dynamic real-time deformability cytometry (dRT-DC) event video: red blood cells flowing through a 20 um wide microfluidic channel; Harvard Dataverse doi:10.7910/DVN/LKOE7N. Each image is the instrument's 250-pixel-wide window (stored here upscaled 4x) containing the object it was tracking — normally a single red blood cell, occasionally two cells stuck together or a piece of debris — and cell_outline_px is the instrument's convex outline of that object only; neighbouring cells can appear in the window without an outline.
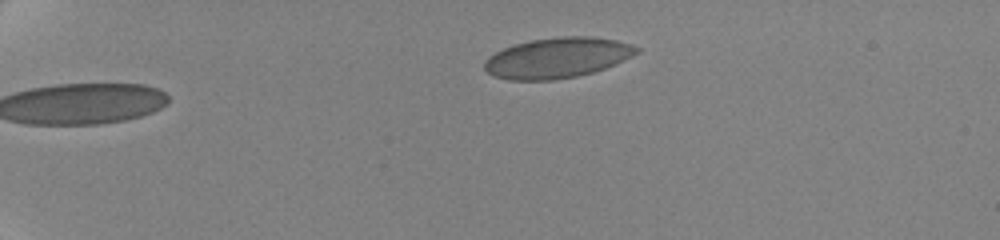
{"species": "human", "species_latin": "Homo sapiens", "temperature_condition": "cold", "stored_images_in_passage": 31, "camera_frame_rate_fps": 3000, "um_per_image_px": 0.085, "donor": {"sex": "female"}, "frame": {"image": 1, "passage_image": 1, "time_ms": 0.0, "image_size_px": [1000, 240], "cell_outline_px": [[640, 52], [616, 64], [592, 72], [576, 76], [552, 80], [508, 80], [496, 76], [488, 72], [484, 68], [484, 60], [488, 56], [504, 48], [516, 44], [532, 40], [560, 36], [592, 36], [616, 40], [632, 44], [640, 48]], "centroid_in_image_um": [47.4, 4.91], "position_along_channel_um": 37.6, "area_um2": 35.78}}
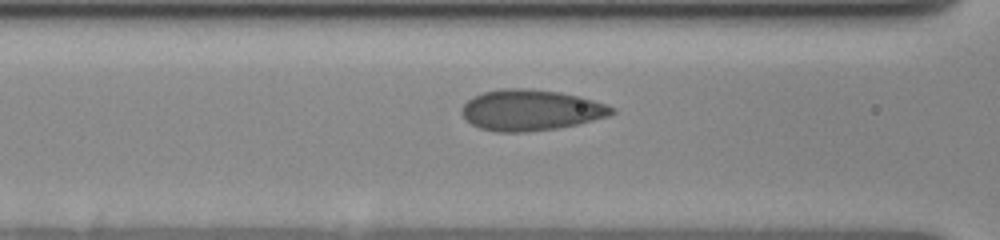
{"frame": {"image": 2, "passage_image": 23, "time_ms": 4.667, "image_size_px": [1000, 240], "cell_outline_px": [[616, 112], [608, 116], [576, 124], [556, 128], [528, 132], [496, 132], [480, 128], [472, 124], [460, 112], [460, 108], [468, 100], [484, 92], [504, 88], [528, 88], [560, 92], [580, 96], [608, 104], [616, 108]], "centroid_in_image_um": [45.14, 9.35], "position_along_channel_um": 121.5, "area_um2": 35.78}}
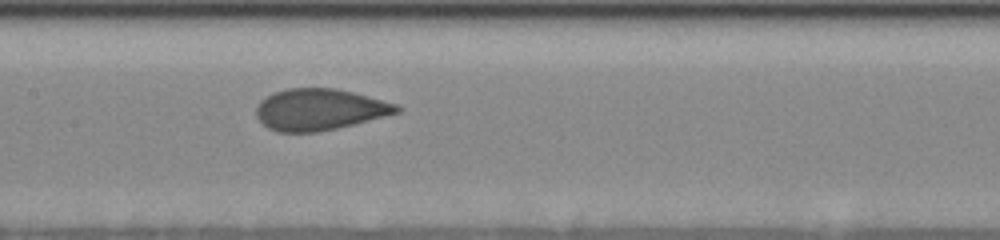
{"frame": {"image": 3, "passage_image": 30, "time_ms": 6.333, "image_size_px": [1000, 240], "cell_outline_px": [[400, 112], [336, 128], [316, 132], [280, 132], [268, 128], [256, 116], [256, 108], [260, 100], [276, 92], [288, 88], [336, 88], [352, 92], [396, 104], [400, 108]], "centroid_in_image_um": [27.12, 9.31], "position_along_channel_um": 180.3, "area_um2": 33.41}}